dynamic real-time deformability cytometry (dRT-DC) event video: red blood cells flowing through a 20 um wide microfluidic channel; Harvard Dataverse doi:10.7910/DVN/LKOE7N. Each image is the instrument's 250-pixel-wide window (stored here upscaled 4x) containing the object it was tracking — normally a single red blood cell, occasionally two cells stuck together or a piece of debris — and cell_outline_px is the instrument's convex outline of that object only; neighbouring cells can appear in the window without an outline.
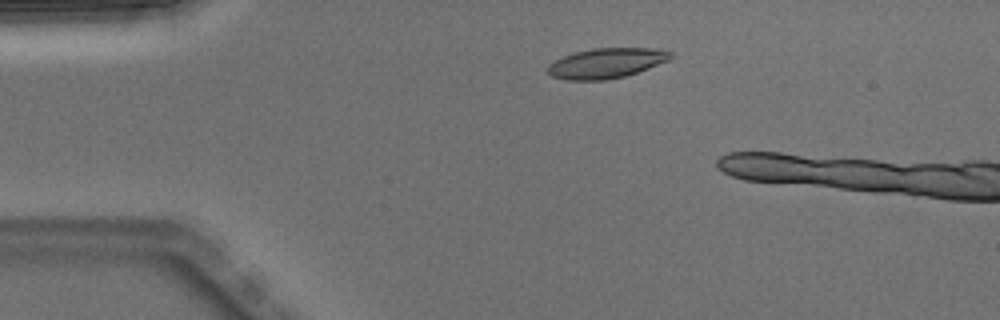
{"species": "Egyptian fruit bat (a non-hibernating species)", "species_latin": "Rousettus aegyptiacus", "temperature_condition": "warm", "stored_images_in_passage": 4, "camera_frame_rate_fps": 3000, "um_per_image_px": 0.085, "animal": {"sex": "male"}, "frame": {"image": 1, "passage_image": 2, "time_ms": 0.333, "image_size_px": [1000, 320], "cell_outline_px": [[672, 56], [668, 60], [648, 68], [624, 76], [604, 80], [568, 80], [552, 76], [548, 72], [548, 64], [564, 56], [576, 52], [592, 48], [652, 48], [672, 52]], "centroid_in_image_um": [51.52, 5.36], "position_along_channel_um": 33.5, "area_um2": 21.21}}